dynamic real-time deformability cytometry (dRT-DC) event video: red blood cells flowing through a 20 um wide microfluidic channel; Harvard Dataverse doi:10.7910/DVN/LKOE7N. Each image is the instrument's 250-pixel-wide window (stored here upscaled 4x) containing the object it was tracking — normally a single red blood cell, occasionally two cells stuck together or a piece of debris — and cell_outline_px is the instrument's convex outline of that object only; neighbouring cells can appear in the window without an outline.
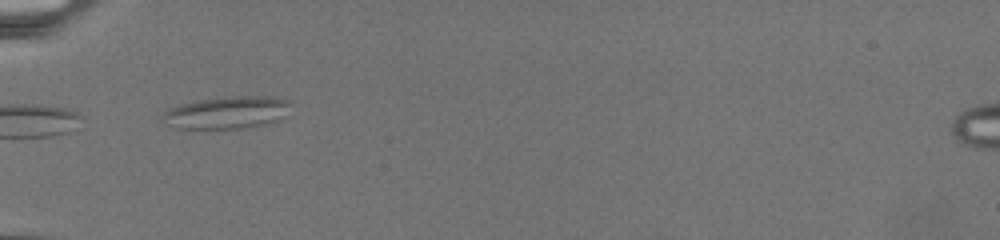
{"species": "common noctule bat (a hibernating species)", "species_latin": "Nyctalus noctula", "temperature_condition": "warm", "stored_images_in_passage": 4, "camera_frame_rate_fps": 3000, "um_per_image_px": 0.085, "animal": {"sex": "female", "body_mass_g": 19.5, "forearm_length_mm": 54.1}, "frame": {"image": 1, "passage_image": 1, "time_ms": 0.0, "image_size_px": [1000, 240], "cell_outline_px": [[292, 104], [276, 120], [264, 124], [240, 128], [180, 128], [160, 116], [164, 112], [180, 104], [200, 100], [232, 96], [272, 96], [292, 100]], "centroid_in_image_um": [19.35, 9.53], "position_along_channel_um": 65.6, "area_um2": 23.41}}